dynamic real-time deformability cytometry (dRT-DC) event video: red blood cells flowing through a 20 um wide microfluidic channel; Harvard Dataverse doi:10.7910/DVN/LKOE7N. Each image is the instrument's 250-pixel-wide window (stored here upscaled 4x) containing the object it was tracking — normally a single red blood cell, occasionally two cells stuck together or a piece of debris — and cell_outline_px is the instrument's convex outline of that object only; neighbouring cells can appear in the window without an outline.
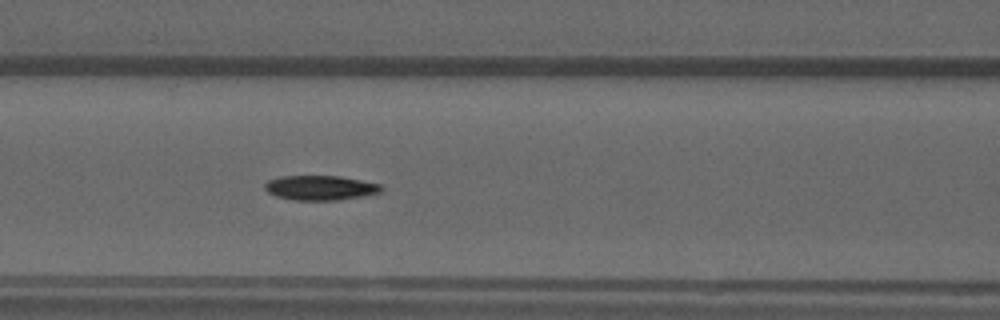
{"species": "common noctule bat (a hibernating species)", "species_latin": "Nyctalus noctula", "temperature_condition": "warm", "stored_images_in_passage": 55, "camera_frame_rate_fps": 3000, "um_per_image_px": 0.085, "animal": {"sex": "male", "forearm_length_mm": 52.5}, "frame": {"image": 1, "passage_image": 23, "time_ms": 7.333, "image_size_px": [1000, 320], "cell_outline_px": [[384, 188], [380, 192], [340, 200], [292, 200], [276, 196], [268, 192], [264, 188], [264, 184], [268, 180], [280, 176], [340, 176], [380, 184]], "centroid_in_image_um": [27.19, 15.96], "position_along_channel_um": 139.4, "area_um2": 16.7}}
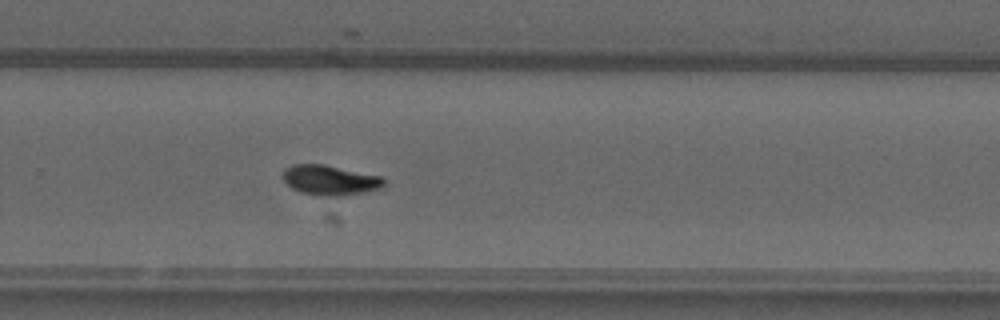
{"frame": {"image": 2, "passage_image": 36, "time_ms": 11.667, "image_size_px": [1000, 320], "cell_outline_px": [[384, 188], [364, 192], [336, 196], [324, 196], [300, 192], [292, 188], [284, 180], [284, 168], [292, 164], [324, 164], [384, 176]], "centroid_in_image_um": [28.09, 15.3], "position_along_channel_um": 301.7, "area_um2": 17.74}}
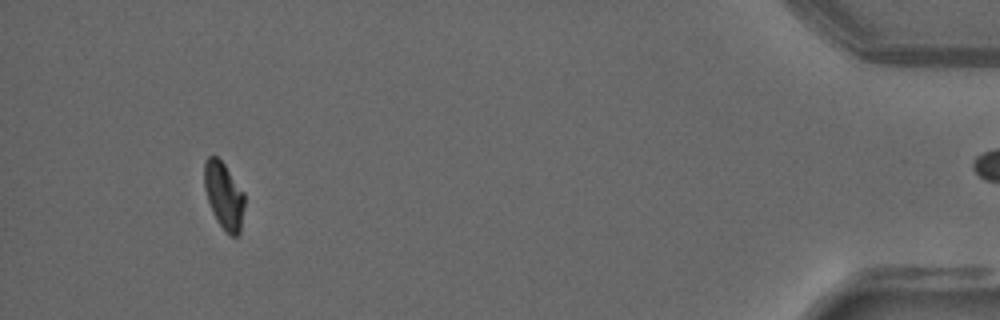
{"frame": {"image": 3, "passage_image": 51, "time_ms": 16.667, "image_size_px": [1000, 320], "cell_outline_px": [[244, 204], [240, 232], [236, 236], [228, 236], [224, 232], [216, 220], [212, 212], [204, 188], [204, 160], [208, 156], [216, 156], [224, 164], [244, 192]], "centroid_in_image_um": [19.02, 16.64], "position_along_channel_um": 416.2, "area_um2": 15.78}, "authors_computed_cell_mechanics": {"area_um2": 16.473, "velocity_mm_per_s": 3.7579, "shape_relaxation_time_tau1_ms": 3.7292, "shape_relaxation_time_tau2_ms": 6.2944, "deformation_change_tau1": 0.1663, "deformation_change_tau2": 0.0892}}